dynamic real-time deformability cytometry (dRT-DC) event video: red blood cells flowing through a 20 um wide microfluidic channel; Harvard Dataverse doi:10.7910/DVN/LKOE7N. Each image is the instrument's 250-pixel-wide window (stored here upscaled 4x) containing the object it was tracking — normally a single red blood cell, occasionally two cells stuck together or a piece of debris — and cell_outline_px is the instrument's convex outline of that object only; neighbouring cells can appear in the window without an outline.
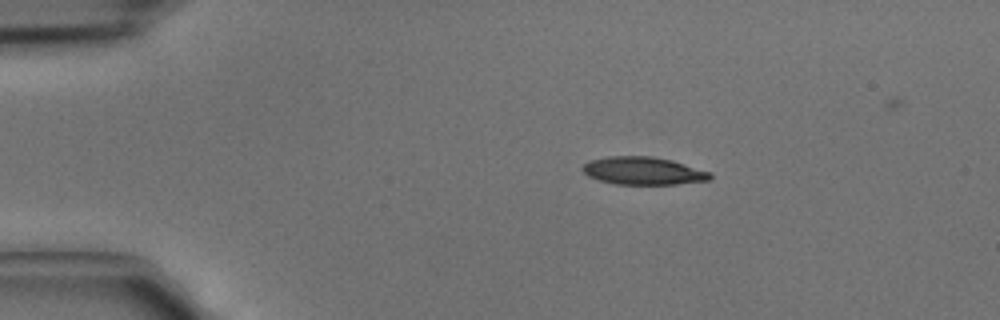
{"species": "common noctule bat (a hibernating species)", "species_latin": "Nyctalus noctula", "temperature_condition": "cold", "stored_images_in_passage": 2, "camera_frame_rate_fps": 3000, "um_per_image_px": 0.085, "animal": {"sex": "male", "body_mass_g": 15.6}, "frame": {"image": 1, "passage_image": 1, "time_ms": 0.0, "image_size_px": [1000, 320], "cell_outline_px": [[712, 180], [676, 184], [616, 184], [600, 180], [588, 176], [580, 168], [584, 164], [592, 160], [608, 156], [652, 156], [672, 160], [712, 172]], "centroid_in_image_um": [54.71, 14.52], "position_along_channel_um": 30.3, "area_um2": 20.69}}